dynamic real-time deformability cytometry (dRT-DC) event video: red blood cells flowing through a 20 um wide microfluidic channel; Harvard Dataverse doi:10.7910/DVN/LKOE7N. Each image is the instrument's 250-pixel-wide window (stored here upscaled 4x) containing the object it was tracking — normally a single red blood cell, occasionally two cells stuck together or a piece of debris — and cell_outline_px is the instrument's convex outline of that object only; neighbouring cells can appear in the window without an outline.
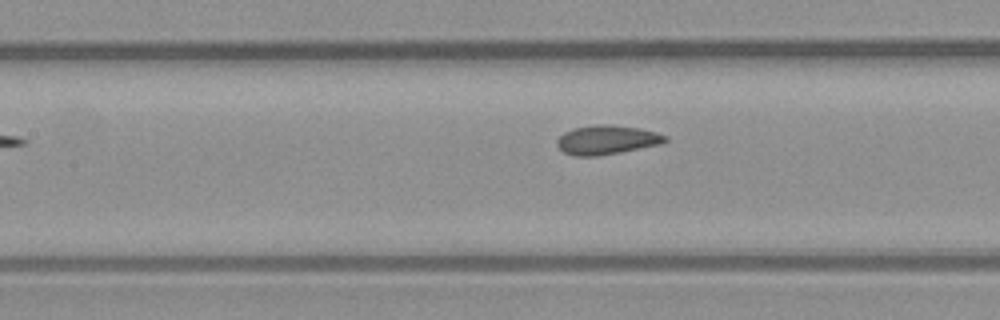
{"species": "common noctule bat (a hibernating species)", "species_latin": "Nyctalus noctula", "temperature_condition": "warm", "stored_images_in_passage": 4, "camera_frame_rate_fps": 3000, "um_per_image_px": 0.085, "animal": {"sex": "male", "body_mass_g": 23.1, "forearm_length_mm": 52.7}, "frame": {"image": 1, "passage_image": 4, "time_ms": 3.667, "image_size_px": [1000, 320], "cell_outline_px": [[668, 140], [660, 144], [620, 152], [596, 156], [576, 156], [564, 152], [556, 144], [556, 140], [564, 132], [572, 128], [596, 124], [608, 124], [640, 128], [656, 132], [668, 136]], "centroid_in_image_um": [51.57, 11.87], "position_along_channel_um": 155.8, "area_um2": 18.38}}